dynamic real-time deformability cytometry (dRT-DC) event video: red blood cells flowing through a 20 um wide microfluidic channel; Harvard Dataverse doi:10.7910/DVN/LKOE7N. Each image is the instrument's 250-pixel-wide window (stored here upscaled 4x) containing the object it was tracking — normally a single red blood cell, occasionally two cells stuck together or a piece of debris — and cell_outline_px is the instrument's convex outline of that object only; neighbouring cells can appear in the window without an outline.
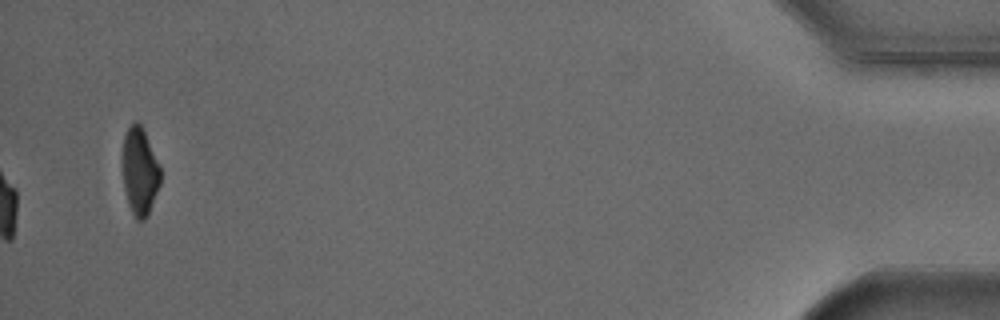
{"species": "Egyptian fruit bat (a non-hibernating species)", "species_latin": "Rousettus aegyptiacus", "temperature_condition": "cold", "stored_images_in_passage": 44, "camera_frame_rate_fps": 3000, "um_per_image_px": 0.085, "animal": {"sex": "male"}, "frame": {"image": 1, "passage_image": 44, "time_ms": 14.333, "image_size_px": [1000, 320], "cell_outline_px": [[160, 184], [148, 212], [144, 220], [136, 220], [128, 204], [124, 188], [124, 136], [128, 128], [136, 120], [144, 128], [160, 168]], "centroid_in_image_um": [11.89, 14.55], "position_along_channel_um": 423.3, "area_um2": 18.79}, "authors_computed_cell_mechanics": {"area_um2": 21.964, "velocity_mm_per_s": 3.8119, "shape_relaxation_time_tau1_ms": 4.6376, "shape_relaxation_time_tau2_ms": null, "deformation_change_tau1": 0.0984, "deformation_change_tau2": null}}